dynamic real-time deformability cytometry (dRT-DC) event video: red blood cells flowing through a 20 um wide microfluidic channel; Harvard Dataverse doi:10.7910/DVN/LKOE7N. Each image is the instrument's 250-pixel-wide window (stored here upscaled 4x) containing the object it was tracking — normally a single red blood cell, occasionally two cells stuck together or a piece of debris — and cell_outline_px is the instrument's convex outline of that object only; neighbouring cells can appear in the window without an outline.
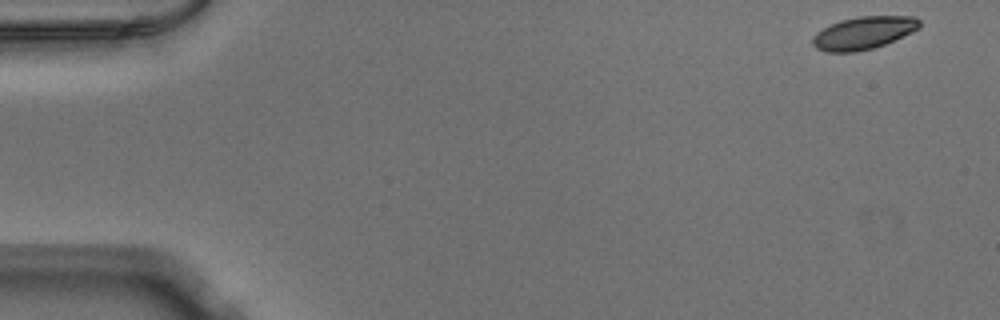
{"species": "Egyptian fruit bat (a non-hibernating species)", "species_latin": "Rousettus aegyptiacus", "temperature_condition": "warm", "stored_images_in_passage": 51, "camera_frame_rate_fps": 3000, "um_per_image_px": 0.085, "animal": {"sex": "male"}, "frame": {"image": 1, "passage_image": 1, "time_ms": 0.0, "image_size_px": [1000, 320], "cell_outline_px": [[920, 28], [912, 32], [884, 44], [872, 48], [856, 52], [824, 52], [816, 48], [812, 44], [812, 36], [816, 32], [840, 20], [856, 16], [916, 16], [920, 20]], "centroid_in_image_um": [73.39, 2.79], "position_along_channel_um": 11.6, "area_um2": 20.4}}
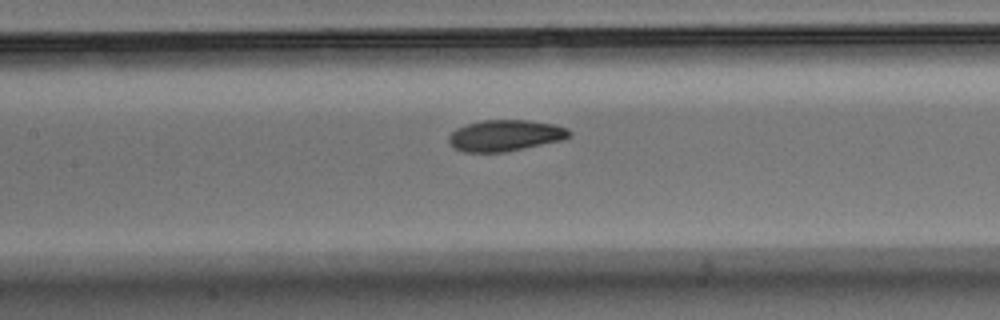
{"frame": {"image": 2, "passage_image": 23, "time_ms": 7.333, "image_size_px": [1000, 320], "cell_outline_px": [[572, 136], [564, 140], [508, 152], [464, 152], [456, 148], [448, 140], [448, 136], [456, 128], [468, 124], [484, 120], [528, 120], [556, 124], [568, 128], [572, 132]], "centroid_in_image_um": [43.02, 11.52], "position_along_channel_um": 164.4, "area_um2": 22.2}}
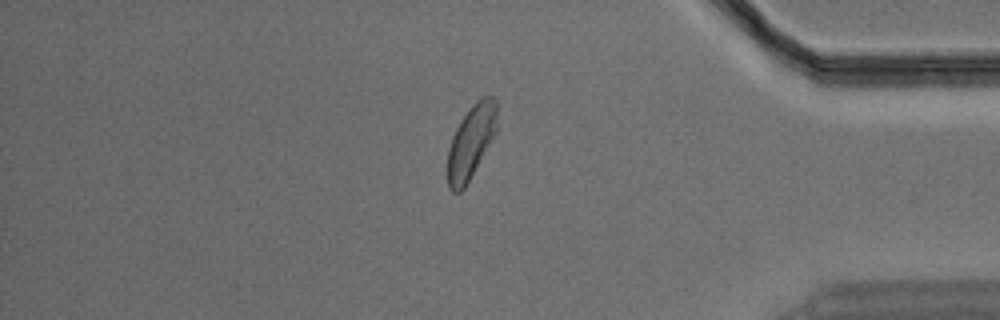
{"frame": {"image": 3, "passage_image": 43, "time_ms": 14.0, "image_size_px": [1000, 320], "cell_outline_px": [[496, 132], [464, 188], [460, 192], [452, 192], [448, 188], [448, 148], [452, 136], [460, 120], [468, 108], [480, 96], [492, 96], [496, 100]], "centroid_in_image_um": [40.02, 12.02], "position_along_channel_um": 395.2, "area_um2": 20.98}}